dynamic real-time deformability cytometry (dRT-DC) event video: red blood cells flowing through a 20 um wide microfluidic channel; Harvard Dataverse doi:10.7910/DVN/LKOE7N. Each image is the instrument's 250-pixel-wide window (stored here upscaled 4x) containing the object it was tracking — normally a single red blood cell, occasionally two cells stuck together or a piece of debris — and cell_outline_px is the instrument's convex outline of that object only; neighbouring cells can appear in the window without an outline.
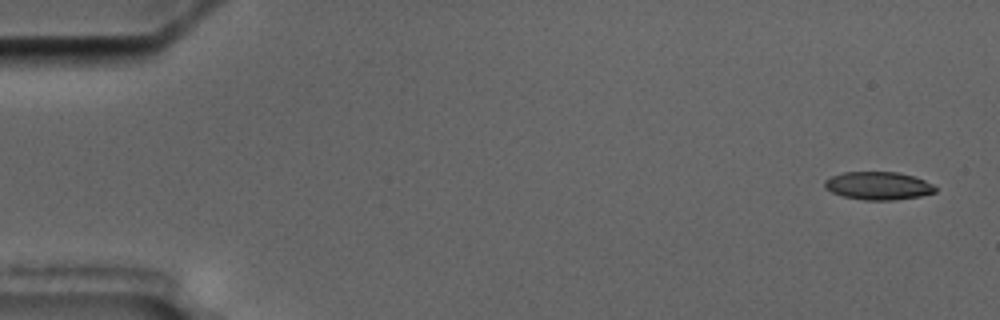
{"species": "common noctule bat (a hibernating species)", "species_latin": "Nyctalus noctula", "temperature_condition": "cold", "stored_images_in_passage": 6, "camera_frame_rate_fps": 3000, "um_per_image_px": 0.085, "animal": {"sex": "male", "body_mass_g": 17.5, "forearm_length_mm": 52.3}, "frame": {"image": 1, "passage_image": 1, "time_ms": 0.0, "image_size_px": [1000, 320], "cell_outline_px": [[936, 192], [920, 196], [896, 200], [864, 200], [844, 196], [832, 192], [824, 188], [824, 180], [832, 176], [844, 172], [896, 172], [912, 176], [924, 180], [932, 184], [936, 188]], "centroid_in_image_um": [74.64, 15.79], "position_along_channel_um": 10.4, "area_um2": 17.98}}
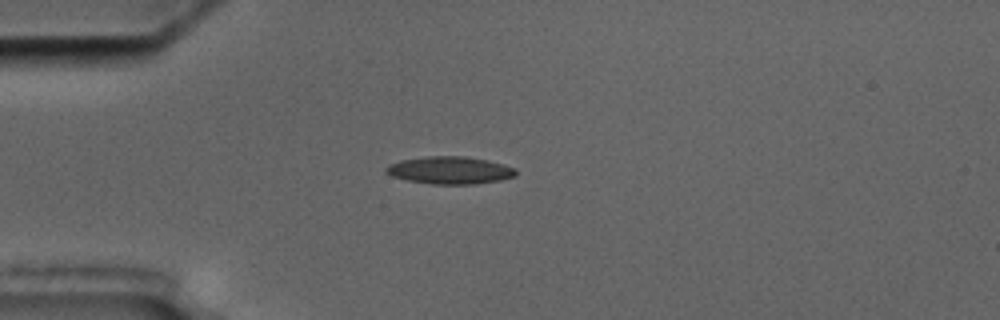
{"frame": {"image": 2, "passage_image": 5, "time_ms": 4.333, "image_size_px": [1000, 320], "cell_outline_px": [[516, 176], [500, 180], [476, 184], [432, 184], [408, 180], [392, 176], [384, 172], [384, 168], [388, 164], [400, 160], [424, 156], [464, 156], [488, 160], [504, 164], [516, 168]], "centroid_in_image_um": [38.23, 14.46], "position_along_channel_um": 46.8, "area_um2": 20.98}}
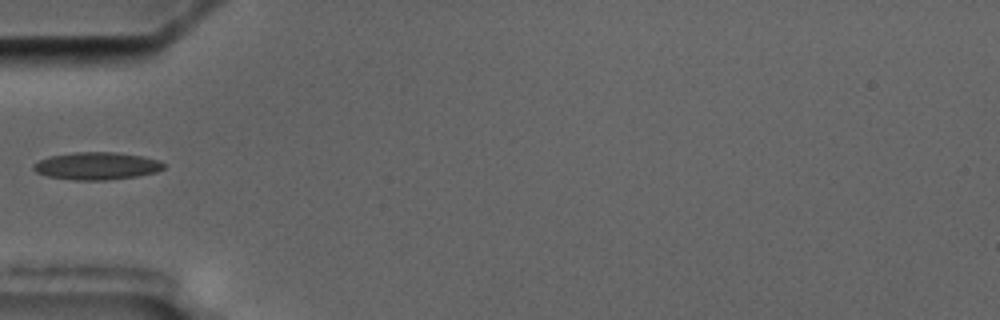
{"frame": {"image": 3, "passage_image": 6, "time_ms": 5.667, "image_size_px": [1000, 320], "cell_outline_px": [[164, 168], [156, 172], [136, 176], [108, 180], [76, 180], [48, 176], [36, 172], [32, 168], [32, 164], [48, 156], [76, 152], [116, 152], [140, 156], [160, 160], [164, 164]], "centroid_in_image_um": [8.2, 14.1], "position_along_channel_um": 76.8, "area_um2": 20.81}}